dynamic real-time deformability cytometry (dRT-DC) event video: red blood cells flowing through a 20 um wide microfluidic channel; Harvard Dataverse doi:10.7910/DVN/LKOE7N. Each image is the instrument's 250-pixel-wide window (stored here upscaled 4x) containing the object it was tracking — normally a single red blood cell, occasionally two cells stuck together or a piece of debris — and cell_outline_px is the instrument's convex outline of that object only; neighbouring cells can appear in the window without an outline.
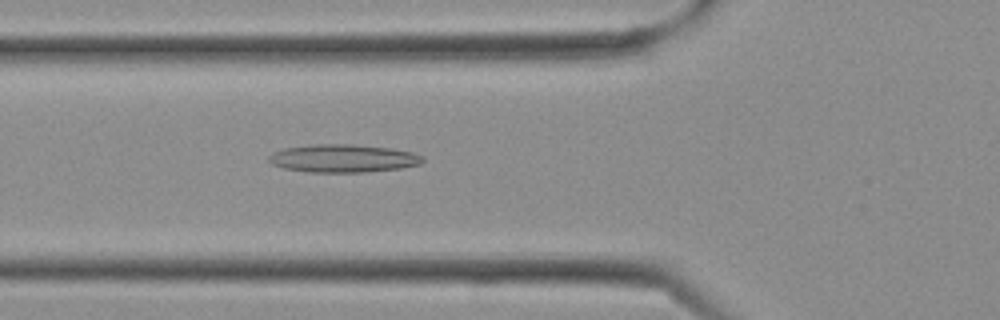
{"species": "Egyptian fruit bat (a non-hibernating species)", "species_latin": "Rousettus aegyptiacus", "temperature_condition": "cold", "stored_images_in_passage": 11, "camera_frame_rate_fps": 3000, "um_per_image_px": 0.085, "frame": {"image": 1, "passage_image": 11, "time_ms": 3.333, "image_size_px": [1000, 320], "cell_outline_px": [[424, 160], [420, 164], [400, 168], [364, 172], [308, 172], [284, 168], [272, 164], [268, 160], [268, 156], [272, 152], [284, 148], [312, 144], [352, 144], [392, 148], [412, 152], [424, 156]], "centroid_in_image_um": [29.15, 13.45], "position_along_channel_um": 96.6, "area_um2": 25.2}}